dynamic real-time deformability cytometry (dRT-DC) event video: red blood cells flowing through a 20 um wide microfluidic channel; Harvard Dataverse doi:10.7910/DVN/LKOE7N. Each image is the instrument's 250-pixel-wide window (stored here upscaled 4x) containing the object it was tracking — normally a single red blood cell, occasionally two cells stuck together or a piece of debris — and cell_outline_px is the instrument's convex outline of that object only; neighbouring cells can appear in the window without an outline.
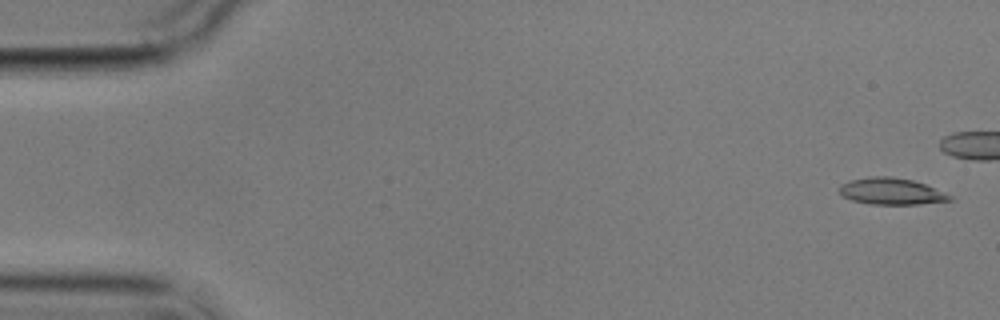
{"species": "common noctule bat (a hibernating species)", "species_latin": "Nyctalus noctula", "temperature_condition": "cold", "stored_images_in_passage": 5, "camera_frame_rate_fps": 3000, "um_per_image_px": 0.085, "animal": {"sex": "male", "body_mass_g": 17.9}, "frame": {"image": 1, "passage_image": 1, "time_ms": 0.0, "image_size_px": [1000, 320], "cell_outline_px": [[952, 200], [920, 204], [872, 204], [852, 200], [840, 196], [840, 184], [848, 180], [868, 176], [892, 176], [912, 180], [924, 184], [952, 196]], "centroid_in_image_um": [75.7, 16.25], "position_along_channel_um": 9.3, "area_um2": 17.11}}